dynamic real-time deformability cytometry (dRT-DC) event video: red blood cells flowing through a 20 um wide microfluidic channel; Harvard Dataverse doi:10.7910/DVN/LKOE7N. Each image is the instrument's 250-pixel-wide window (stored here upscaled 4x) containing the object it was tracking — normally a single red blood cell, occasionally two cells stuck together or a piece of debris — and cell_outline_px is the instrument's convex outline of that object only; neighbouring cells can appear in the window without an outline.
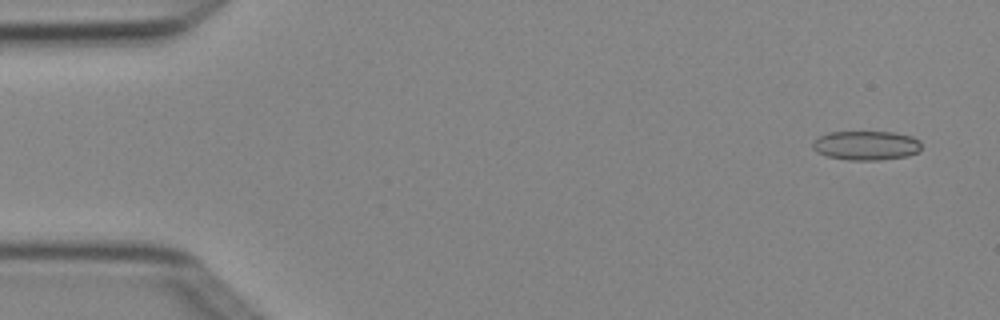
{"species": "Egyptian fruit bat (a non-hibernating species)", "species_latin": "Rousettus aegyptiacus", "temperature_condition": "cold", "stored_images_in_passage": 4, "camera_frame_rate_fps": 3000, "um_per_image_px": 0.085, "animal": {"sex": "female"}, "frame": {"image": 1, "passage_image": 1, "time_ms": 0.0, "image_size_px": [1000, 320], "cell_outline_px": [[920, 152], [908, 156], [880, 160], [848, 160], [828, 156], [816, 152], [812, 148], [812, 144], [820, 136], [828, 132], [892, 132], [912, 136], [920, 140]], "centroid_in_image_um": [73.65, 12.37], "position_along_channel_um": 11.4, "area_um2": 18.61}}
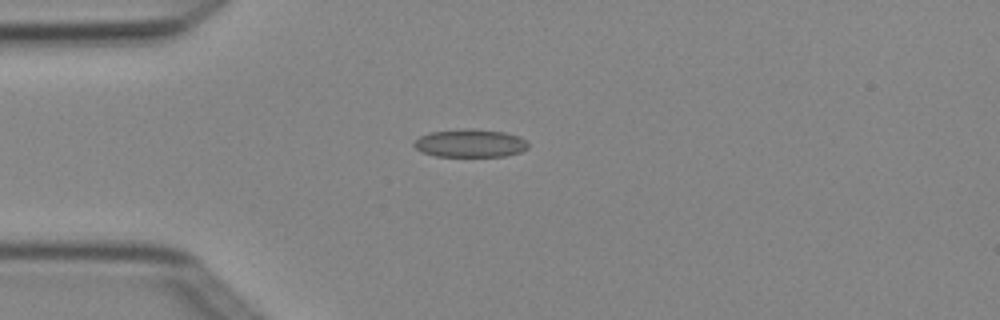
{"frame": {"image": 2, "passage_image": 4, "time_ms": 1.0, "image_size_px": [1000, 320], "cell_outline_px": [[528, 148], [520, 152], [504, 156], [436, 156], [420, 152], [412, 144], [420, 136], [432, 132], [464, 128], [472, 128], [504, 132], [520, 136], [528, 140]], "centroid_in_image_um": [39.99, 12.17], "position_along_channel_um": 45.0, "area_um2": 18.79}}